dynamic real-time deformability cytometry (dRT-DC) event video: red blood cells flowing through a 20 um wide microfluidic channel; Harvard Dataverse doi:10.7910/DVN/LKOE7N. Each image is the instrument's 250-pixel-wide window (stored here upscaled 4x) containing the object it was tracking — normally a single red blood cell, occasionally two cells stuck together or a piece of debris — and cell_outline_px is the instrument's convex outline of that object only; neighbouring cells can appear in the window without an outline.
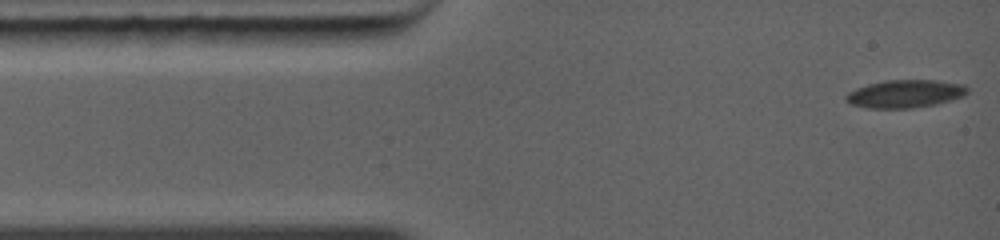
{"species": "common noctule bat (a hibernating species)", "species_latin": "Nyctalus noctula", "temperature_condition": "warm", "stored_images_in_passage": 17, "camera_frame_rate_fps": 5000, "um_per_image_px": 0.085, "animal": {"sex": "female", "body_mass_g": 19.0, "forearm_length_mm": 56.7}, "frame": {"image": 1, "passage_image": 1, "time_ms": 0.0, "image_size_px": [1000, 240], "cell_outline_px": [[968, 92], [964, 96], [936, 104], [912, 108], [868, 108], [852, 104], [844, 100], [844, 96], [848, 92], [856, 88], [868, 84], [884, 80], [936, 80], [964, 84], [968, 88]], "centroid_in_image_um": [76.93, 7.96], "position_along_channel_um": 8.1, "area_um2": 19.83}}
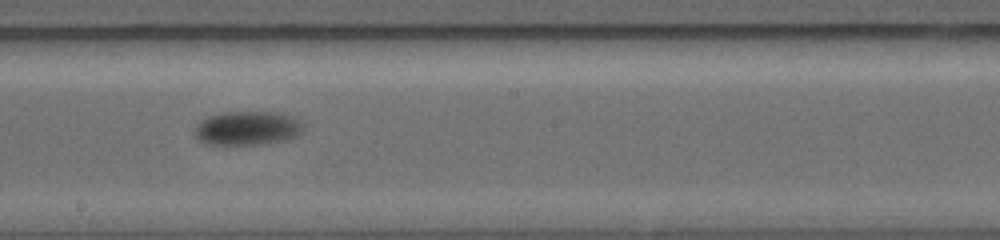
{"frame": {"image": 2, "passage_image": 8, "time_ms": 6.4, "image_size_px": [1000, 240], "cell_outline_px": [[304, 128], [296, 136], [288, 140], [264, 144], [212, 144], [200, 140], [196, 136], [196, 124], [200, 120], [208, 116], [220, 112], [276, 112], [292, 116], [300, 120], [304, 124]], "centroid_in_image_um": [21.07, 10.88], "position_along_channel_um": 227.1, "area_um2": 21.56}}
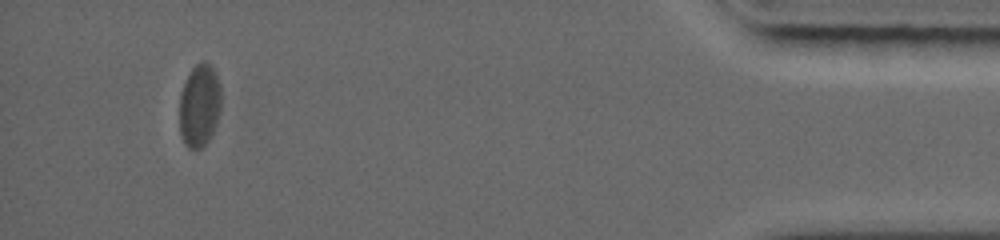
{"frame": {"image": 3, "passage_image": 15, "time_ms": 12.6, "image_size_px": [1000, 240], "cell_outline_px": [[220, 108], [216, 124], [208, 140], [200, 148], [188, 148], [184, 144], [180, 132], [180, 92], [192, 68], [200, 60], [204, 60], [212, 64], [216, 72], [220, 84]], "centroid_in_image_um": [16.96, 8.91], "position_along_channel_um": 418.2, "area_um2": 20.17}}